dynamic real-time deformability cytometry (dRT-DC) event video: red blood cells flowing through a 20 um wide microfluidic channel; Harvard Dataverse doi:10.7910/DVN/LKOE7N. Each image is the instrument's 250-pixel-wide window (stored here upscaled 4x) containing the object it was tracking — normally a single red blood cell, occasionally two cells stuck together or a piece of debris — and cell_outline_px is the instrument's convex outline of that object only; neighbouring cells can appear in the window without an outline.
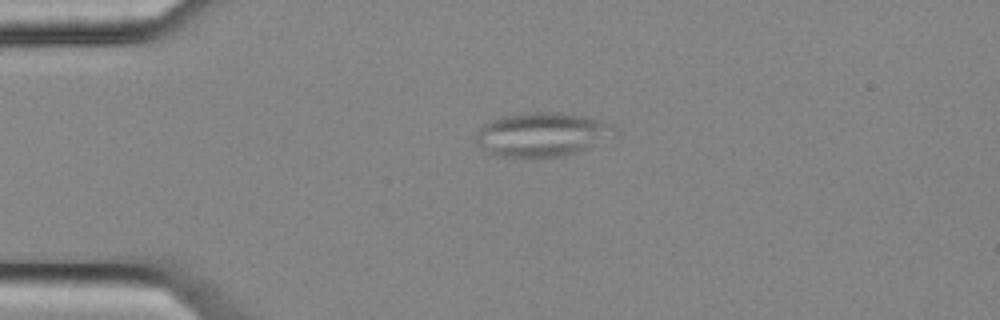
{"species": "common noctule bat (a hibernating species)", "species_latin": "Nyctalus noctula", "temperature_condition": "cold", "stored_images_in_passage": 4, "camera_frame_rate_fps": 3000, "um_per_image_px": 0.085, "animal": {"sex": "female", "body_mass_g": 25.1}, "frame": {"image": 1, "passage_image": 3, "time_ms": 0.667, "image_size_px": [1000, 320], "cell_outline_px": [[620, 132], [616, 136], [576, 152], [564, 156], [540, 160], [520, 160], [500, 156], [488, 152], [480, 148], [476, 144], [476, 132], [484, 124], [492, 120], [504, 116], [536, 112], [560, 112], [604, 120], [612, 124]], "centroid_in_image_um": [46.09, 11.48], "position_along_channel_um": 38.9, "area_um2": 36.65}}